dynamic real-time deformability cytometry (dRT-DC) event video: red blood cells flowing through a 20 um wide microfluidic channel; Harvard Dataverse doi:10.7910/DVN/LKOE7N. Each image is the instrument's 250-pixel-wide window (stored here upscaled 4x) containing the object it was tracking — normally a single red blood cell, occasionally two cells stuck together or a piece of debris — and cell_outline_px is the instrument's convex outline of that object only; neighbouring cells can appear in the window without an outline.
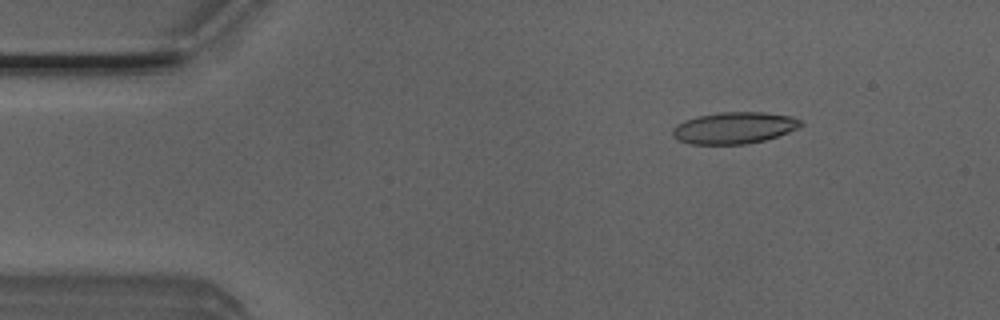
{"species": "Egyptian fruit bat (a non-hibernating species)", "species_latin": "Rousettus aegyptiacus", "temperature_condition": "room temperature", "stored_images_in_passage": 51, "camera_frame_rate_fps": 3000, "um_per_image_px": 0.085, "animal": {"sex": "male"}, "frame": {"image": 1, "passage_image": 7, "time_ms": 2.0, "image_size_px": [1000, 320], "cell_outline_px": [[804, 124], [788, 132], [764, 140], [744, 144], [692, 144], [680, 140], [672, 136], [672, 128], [676, 124], [684, 120], [696, 116], [720, 112], [764, 112], [792, 116], [804, 120]], "centroid_in_image_um": [62.4, 10.85], "position_along_channel_um": 22.6, "area_um2": 23.7}}
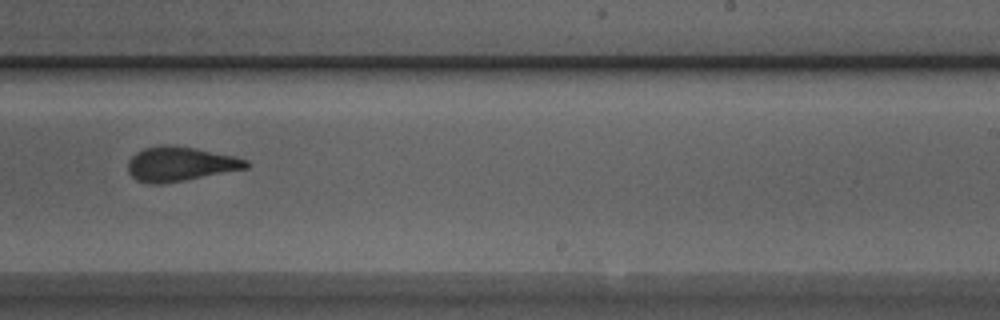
{"frame": {"image": 2, "passage_image": 31, "time_ms": 10.0, "image_size_px": [1000, 320], "cell_outline_px": [[248, 168], [164, 184], [152, 184], [136, 180], [128, 172], [128, 160], [136, 152], [144, 148], [160, 144], [168, 144], [196, 148], [236, 156], [248, 160]], "centroid_in_image_um": [15.3, 13.93], "position_along_channel_um": 273.7, "area_um2": 23.93}}
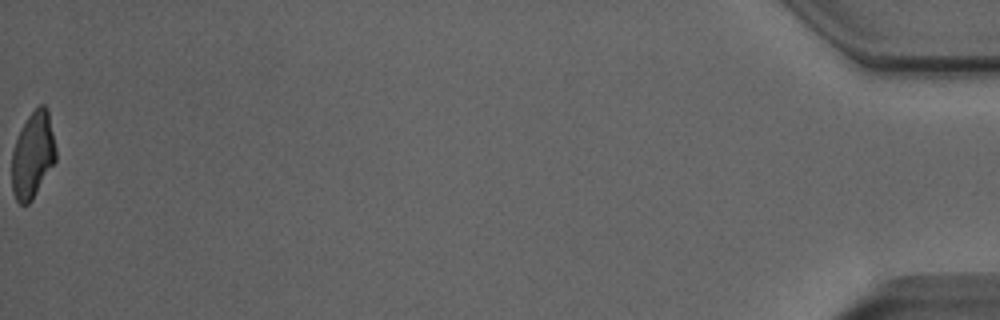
{"frame": {"image": 3, "passage_image": 51, "time_ms": 16.667, "image_size_px": [1000, 320], "cell_outline_px": [[56, 160], [32, 200], [28, 204], [20, 204], [16, 200], [12, 192], [12, 152], [20, 128], [28, 116], [40, 104], [44, 104], [48, 108], [56, 148]], "centroid_in_image_um": [2.79, 13.17], "position_along_channel_um": 432.4, "area_um2": 22.2}, "authors_computed_cell_mechanics": {"area_um2": 23.7558, "velocity_mm_per_s": 4.0218, "shape_relaxation_time_tau1_ms": 5.4654, "shape_relaxation_time_tau2_ms": 2.2922, "deformation_change_tau1": 0.1842, "deformation_change_tau2": 0.0813}}